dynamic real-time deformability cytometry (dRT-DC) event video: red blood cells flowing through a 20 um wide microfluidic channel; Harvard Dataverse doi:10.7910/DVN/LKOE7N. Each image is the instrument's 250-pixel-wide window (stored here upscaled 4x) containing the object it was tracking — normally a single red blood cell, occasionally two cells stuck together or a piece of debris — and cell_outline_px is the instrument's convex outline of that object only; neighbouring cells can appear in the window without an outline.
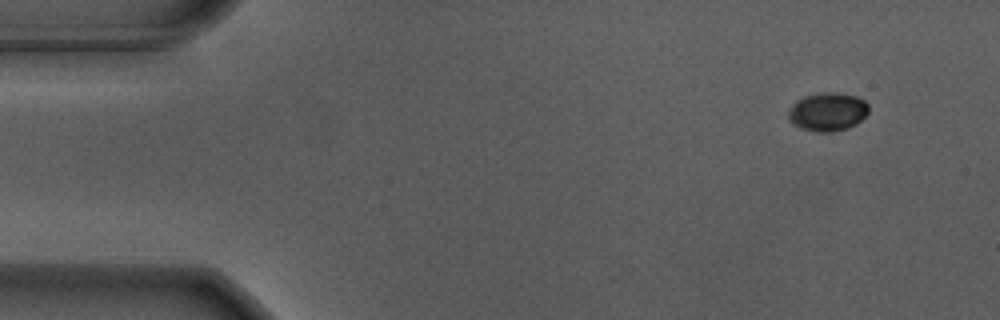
{"species": "Egyptian fruit bat (a non-hibernating species)", "species_latin": "Rousettus aegyptiacus", "temperature_condition": "warm", "stored_images_in_passage": 53, "camera_frame_rate_fps": 3000, "um_per_image_px": 0.085, "animal": {"sex": "male"}, "frame": {"image": 1, "passage_image": 1, "time_ms": 0.0, "image_size_px": [1000, 320], "cell_outline_px": [[868, 112], [856, 124], [848, 128], [832, 132], [816, 132], [800, 128], [792, 124], [788, 120], [788, 112], [792, 104], [796, 100], [804, 96], [824, 92], [832, 92], [856, 96], [864, 100], [868, 104]], "centroid_in_image_um": [70.32, 9.51], "position_along_channel_um": 14.7, "area_um2": 18.09}}
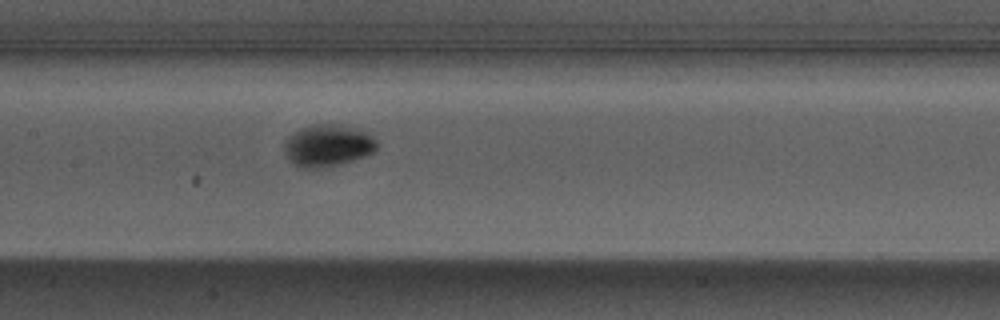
{"frame": {"image": 2, "passage_image": 23, "time_ms": 7.333, "image_size_px": [1000, 320], "cell_outline_px": [[376, 148], [372, 152], [364, 156], [352, 160], [320, 168], [300, 168], [288, 156], [284, 148], [284, 140], [288, 136], [300, 128], [312, 124], [332, 124], [356, 128], [372, 136], [376, 140]], "centroid_in_image_um": [27.83, 12.35], "position_along_channel_um": 179.6, "area_um2": 22.2}}
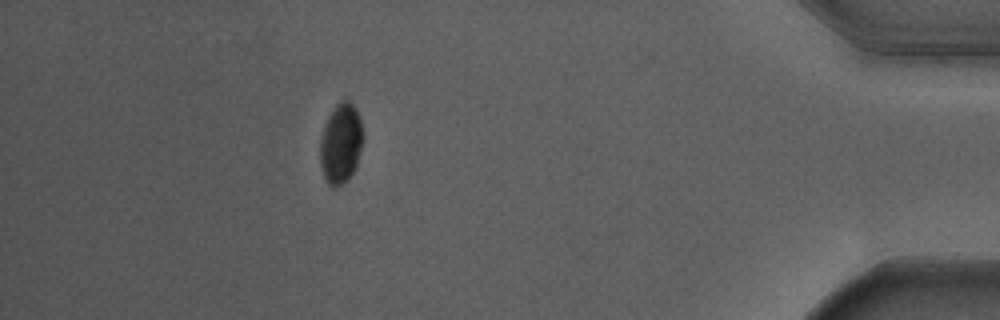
{"frame": {"image": 3, "passage_image": 46, "time_ms": 15.0, "image_size_px": [1000, 320], "cell_outline_px": [[360, 148], [356, 168], [336, 188], [332, 188], [328, 184], [324, 176], [320, 160], [320, 140], [328, 116], [336, 104], [340, 100], [348, 100], [356, 108], [360, 120]], "centroid_in_image_um": [28.93, 12.18], "position_along_channel_um": 406.3, "area_um2": 19.36}, "authors_computed_cell_mechanics": {"area_um2": 20.4034, "velocity_mm_per_s": 3.6855, "shape_relaxation_time_tau1_ms": 1.5822, "shape_relaxation_time_tau2_ms": null, "deformation_change_tau1": 0.1232, "deformation_change_tau2": null}}